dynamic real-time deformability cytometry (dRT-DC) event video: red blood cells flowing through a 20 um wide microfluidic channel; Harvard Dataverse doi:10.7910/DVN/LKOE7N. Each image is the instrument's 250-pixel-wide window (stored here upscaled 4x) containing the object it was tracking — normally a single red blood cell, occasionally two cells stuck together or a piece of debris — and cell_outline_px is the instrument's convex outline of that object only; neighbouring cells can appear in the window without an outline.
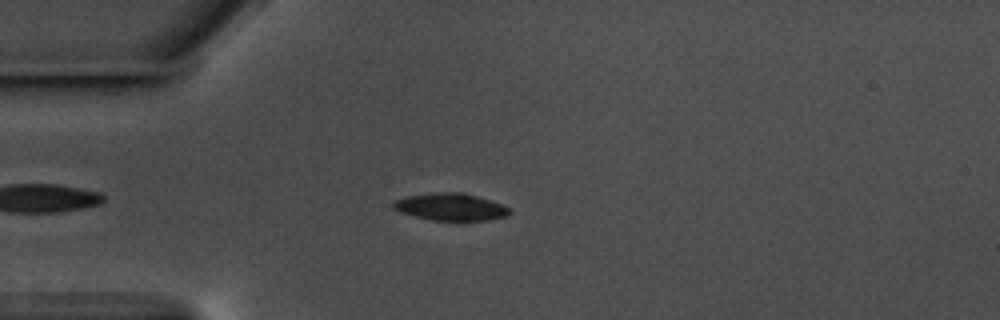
{"species": "common noctule bat (a hibernating species)", "species_latin": "Nyctalus noctula", "temperature_condition": "warm", "stored_images_in_passage": 49, "camera_frame_rate_fps": 3000, "um_per_image_px": 0.085, "animal": {"sex": "male", "body_mass_g": 17.5, "forearm_length_mm": 52.3}, "frame": {"image": 1, "passage_image": 7, "time_ms": 2.0, "image_size_px": [1000, 320], "cell_outline_px": [[512, 212], [508, 216], [488, 220], [432, 220], [400, 212], [392, 208], [392, 204], [396, 200], [408, 196], [432, 192], [464, 192], [500, 204], [508, 208]], "centroid_in_image_um": [38.3, 17.58], "position_along_channel_um": 46.7, "area_um2": 18.26}}
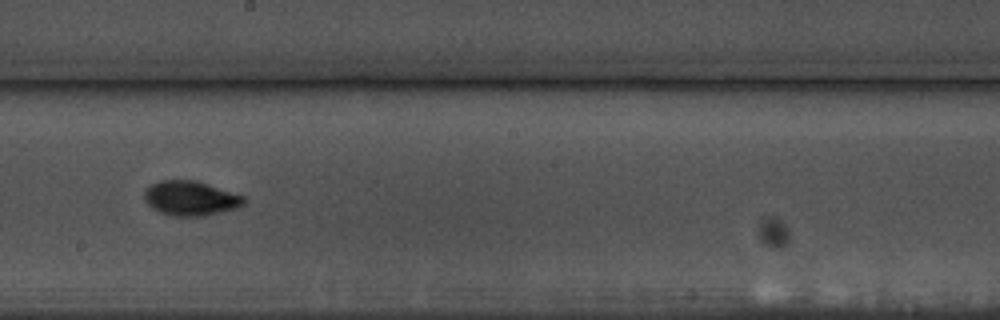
{"frame": {"image": 2, "passage_image": 24, "time_ms": 7.667, "image_size_px": [1000, 320], "cell_outline_px": [[248, 200], [244, 204], [236, 208], [204, 216], [172, 216], [160, 212], [152, 208], [144, 200], [144, 192], [152, 184], [160, 180], [196, 180], [244, 196]], "centroid_in_image_um": [16.21, 16.85], "position_along_channel_um": 232.0, "area_um2": 20.06}}
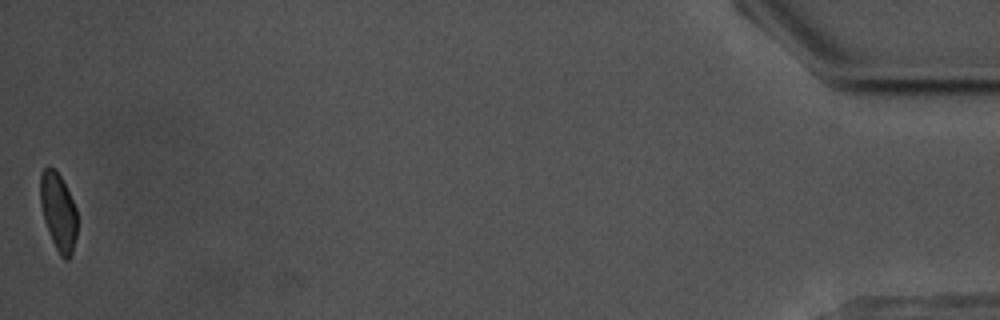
{"frame": {"image": 3, "passage_image": 49, "time_ms": 16.0, "image_size_px": [1000, 320], "cell_outline_px": [[76, 236], [72, 252], [68, 260], [64, 260], [60, 256], [52, 240], [44, 220], [40, 204], [40, 172], [48, 164], [60, 176], [76, 208]], "centroid_in_image_um": [4.93, 17.99], "position_along_channel_um": 430.3, "area_um2": 16.53}, "authors_computed_cell_mechanics": {"area_um2": 18.4382, "velocity_mm_per_s": 3.5631, "shape_relaxation_time_tau1_ms": 2.7764, "shape_relaxation_time_tau2_ms": 1.8347, "deformation_change_tau1": 0.1274, "deformation_change_tau2": 0.0626}}